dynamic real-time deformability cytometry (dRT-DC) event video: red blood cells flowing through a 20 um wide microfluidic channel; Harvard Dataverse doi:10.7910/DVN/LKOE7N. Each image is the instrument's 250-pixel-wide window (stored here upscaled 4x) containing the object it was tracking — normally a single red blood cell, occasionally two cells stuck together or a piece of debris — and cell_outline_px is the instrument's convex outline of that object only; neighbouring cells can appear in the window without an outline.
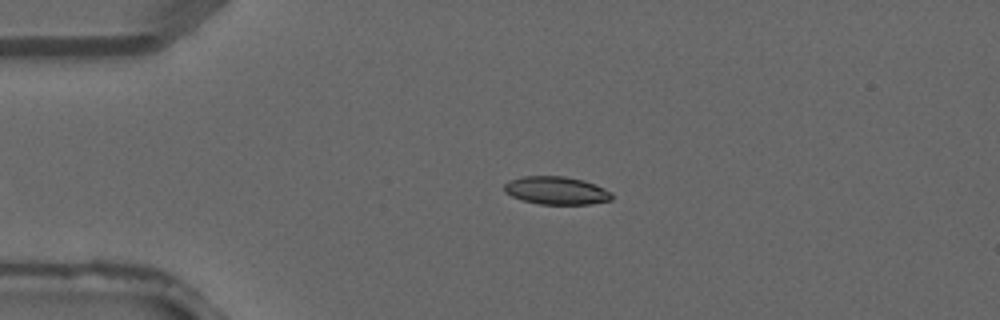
{"species": "common noctule bat (a hibernating species)", "species_latin": "Nyctalus noctula", "temperature_condition": "warm", "stored_images_in_passage": 2, "camera_frame_rate_fps": 3000, "um_per_image_px": 0.085, "animal": {"sex": "male", "forearm_length_mm": 52.5}, "frame": {"image": 1, "passage_image": 1, "time_ms": 0.0, "image_size_px": [1000, 320], "cell_outline_px": [[612, 200], [592, 204], [540, 204], [524, 200], [512, 196], [504, 192], [504, 184], [508, 180], [520, 176], [564, 176], [584, 180], [604, 188], [612, 192]], "centroid_in_image_um": [47.29, 16.18], "position_along_channel_um": 37.7, "area_um2": 17.63}}
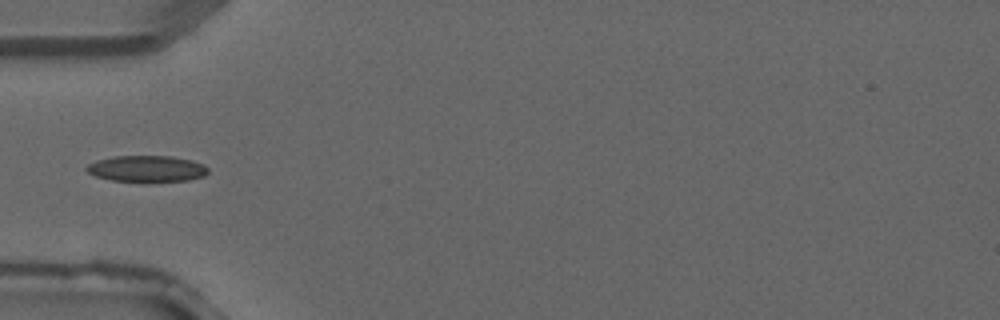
{"frame": {"image": 2, "passage_image": 2, "time_ms": 0.333, "image_size_px": [1000, 320], "cell_outline_px": [[208, 172], [204, 176], [188, 180], [112, 180], [96, 176], [88, 172], [84, 168], [88, 164], [96, 160], [112, 156], [172, 156], [192, 160], [204, 164], [208, 168]], "centroid_in_image_um": [12.48, 14.31], "position_along_channel_um": 72.5, "area_um2": 18.26}}